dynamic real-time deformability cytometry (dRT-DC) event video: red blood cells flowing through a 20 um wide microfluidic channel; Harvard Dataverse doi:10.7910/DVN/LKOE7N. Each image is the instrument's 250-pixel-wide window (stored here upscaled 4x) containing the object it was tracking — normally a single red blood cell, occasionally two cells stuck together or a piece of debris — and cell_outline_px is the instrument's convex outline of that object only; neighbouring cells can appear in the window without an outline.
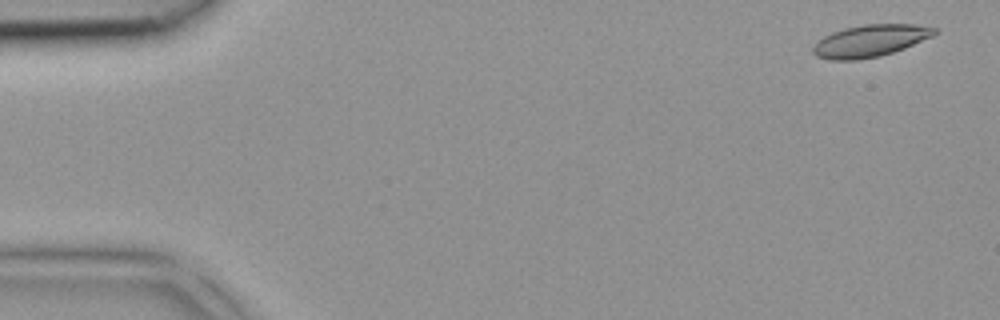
{"species": "common noctule bat (a hibernating species)", "species_latin": "Nyctalus noctula", "temperature_condition": "room temperature", "stored_images_in_passage": 40, "camera_frame_rate_fps": 3000, "um_per_image_px": 0.085, "animal": {"sex": "female", "body_mass_g": 18.4}, "frame": {"image": 1, "passage_image": 2, "time_ms": 0.333, "image_size_px": [1000, 320], "cell_outline_px": [[936, 32], [932, 36], [904, 48], [880, 56], [856, 60], [828, 60], [816, 56], [812, 52], [812, 48], [824, 36], [832, 32], [844, 28], [864, 24], [916, 24], [936, 28]], "centroid_in_image_um": [73.94, 3.47], "position_along_channel_um": 11.1, "area_um2": 22.54}}
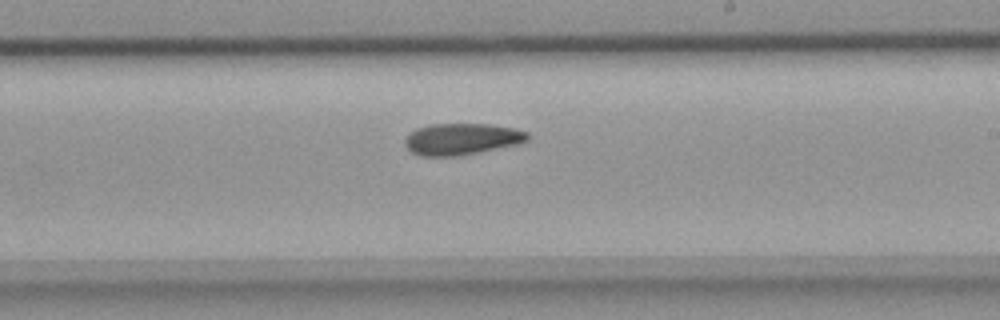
{"frame": {"image": 2, "passage_image": 25, "time_ms": 8.0, "image_size_px": [1000, 320], "cell_outline_px": [[528, 140], [520, 144], [460, 156], [420, 156], [412, 152], [404, 144], [404, 140], [408, 132], [416, 128], [428, 124], [488, 124], [516, 128], [528, 132]], "centroid_in_image_um": [39.24, 11.82], "position_along_channel_um": 249.8, "area_um2": 22.89}}
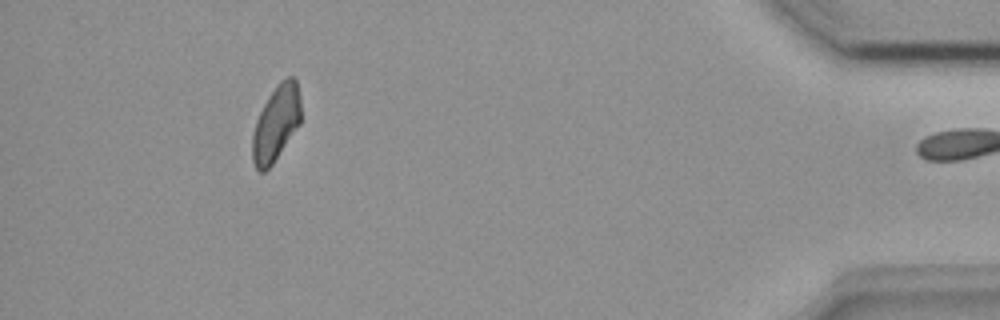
{"frame": {"image": 3, "passage_image": 39, "time_ms": 12.667, "image_size_px": [1000, 320], "cell_outline_px": [[300, 124], [272, 164], [264, 172], [260, 172], [256, 168], [252, 160], [252, 136], [256, 120], [268, 96], [280, 80], [288, 76], [292, 76], [296, 80], [300, 96]], "centroid_in_image_um": [23.46, 10.47], "position_along_channel_um": 411.7, "area_um2": 21.27}}